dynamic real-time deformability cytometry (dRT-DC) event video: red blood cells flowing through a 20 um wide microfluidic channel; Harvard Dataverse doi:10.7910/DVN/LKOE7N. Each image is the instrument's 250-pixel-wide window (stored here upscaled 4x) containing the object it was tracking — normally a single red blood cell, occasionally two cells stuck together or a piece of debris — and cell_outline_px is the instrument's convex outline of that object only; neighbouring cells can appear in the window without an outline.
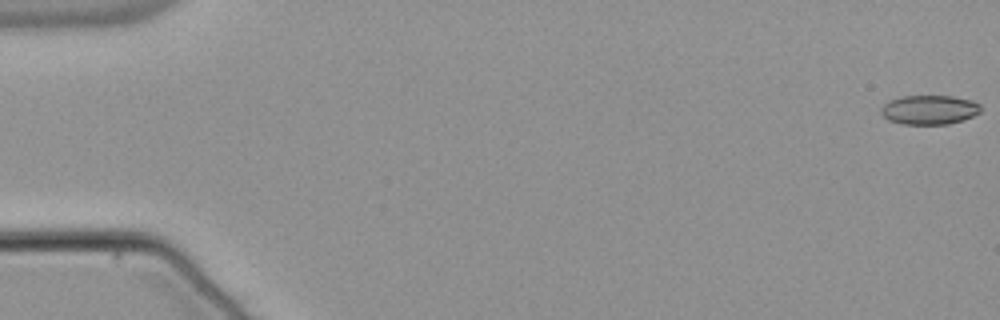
{"species": "common noctule bat (a hibernating species)", "species_latin": "Nyctalus noctula", "temperature_condition": "warm", "stored_images_in_passage": 55, "camera_frame_rate_fps": 3000, "um_per_image_px": 0.085, "animal": {"sex": "male", "body_mass_g": 21.5, "forearm_length_mm": 52.0}, "frame": {"image": 1, "passage_image": 1, "time_ms": 0.0, "image_size_px": [1000, 320], "cell_outline_px": [[980, 112], [972, 116], [948, 124], [900, 124], [888, 120], [880, 112], [880, 108], [888, 100], [900, 96], [952, 96], [972, 100], [980, 104]], "centroid_in_image_um": [78.95, 9.32], "position_along_channel_um": 6.1, "area_um2": 17.05}}
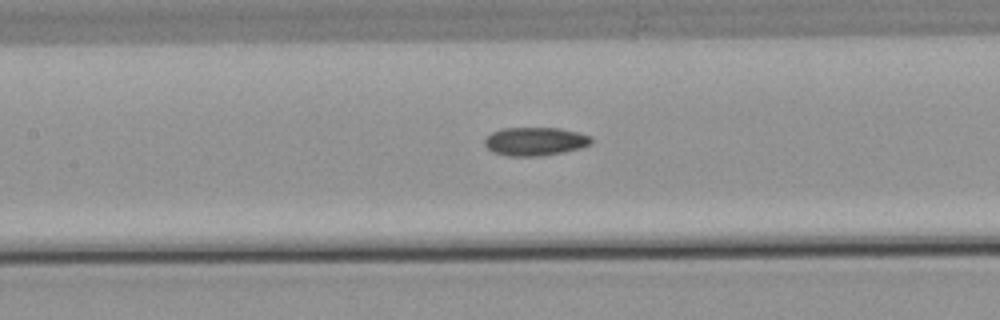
{"frame": {"image": 2, "passage_image": 26, "time_ms": 8.333, "image_size_px": [1000, 320], "cell_outline_px": [[592, 144], [580, 148], [564, 152], [540, 156], [508, 156], [492, 152], [484, 144], [484, 140], [492, 132], [500, 128], [560, 128], [592, 136]], "centroid_in_image_um": [45.48, 12.02], "position_along_channel_um": 161.9, "area_um2": 17.74}}
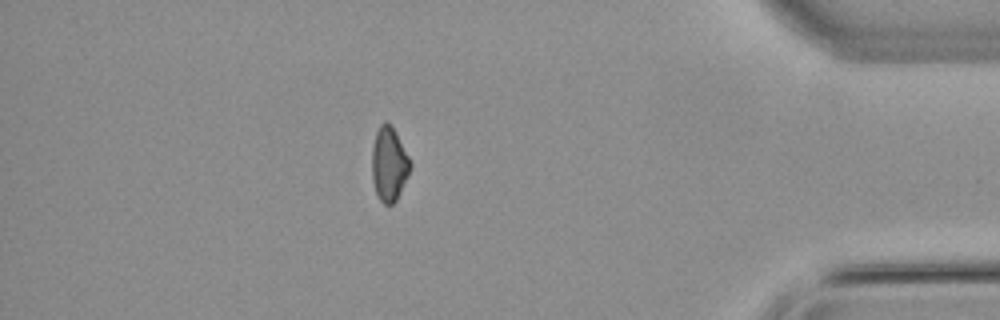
{"frame": {"image": 3, "passage_image": 48, "time_ms": 15.667, "image_size_px": [1000, 320], "cell_outline_px": [[412, 164], [408, 176], [396, 200], [392, 204], [384, 204], [380, 200], [376, 192], [372, 180], [372, 148], [376, 132], [380, 124], [384, 120], [388, 120], [392, 124]], "centroid_in_image_um": [33.06, 13.9], "position_along_channel_um": 402.1, "area_um2": 16.65}, "authors_computed_cell_mechanics": {"area_um2": 17.34, "velocity_mm_per_s": 3.8388, "shape_relaxation_time_tau1_ms": null, "shape_relaxation_time_tau2_ms": 6.1006, "deformation_change_tau1": null, "deformation_change_tau2": 0.123}}